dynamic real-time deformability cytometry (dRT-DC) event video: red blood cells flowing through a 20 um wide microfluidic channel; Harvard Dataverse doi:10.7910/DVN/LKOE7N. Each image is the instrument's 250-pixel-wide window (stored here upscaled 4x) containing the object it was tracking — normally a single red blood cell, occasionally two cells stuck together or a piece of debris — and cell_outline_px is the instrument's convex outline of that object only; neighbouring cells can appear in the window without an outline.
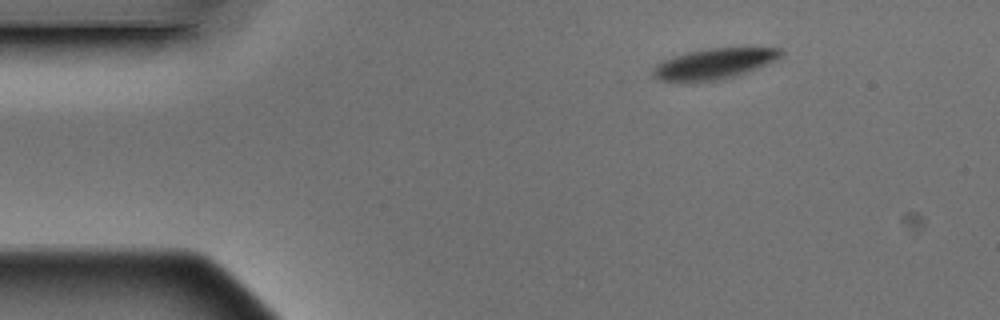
{"species": "Egyptian fruit bat (a non-hibernating species)", "species_latin": "Rousettus aegyptiacus", "temperature_condition": "warm", "stored_images_in_passage": 4, "camera_frame_rate_fps": 3000, "um_per_image_px": 0.085, "animal": {"sex": "male"}, "frame": {"image": 1, "passage_image": 1, "time_ms": 0.0, "image_size_px": [1000, 320], "cell_outline_px": [[784, 52], [780, 56], [764, 64], [744, 72], [720, 80], [688, 84], [680, 84], [660, 80], [652, 76], [652, 68], [656, 64], [664, 60], [688, 52], [708, 48], [780, 48]], "centroid_in_image_um": [60.55, 5.46], "position_along_channel_um": 24.5, "area_um2": 22.83}}